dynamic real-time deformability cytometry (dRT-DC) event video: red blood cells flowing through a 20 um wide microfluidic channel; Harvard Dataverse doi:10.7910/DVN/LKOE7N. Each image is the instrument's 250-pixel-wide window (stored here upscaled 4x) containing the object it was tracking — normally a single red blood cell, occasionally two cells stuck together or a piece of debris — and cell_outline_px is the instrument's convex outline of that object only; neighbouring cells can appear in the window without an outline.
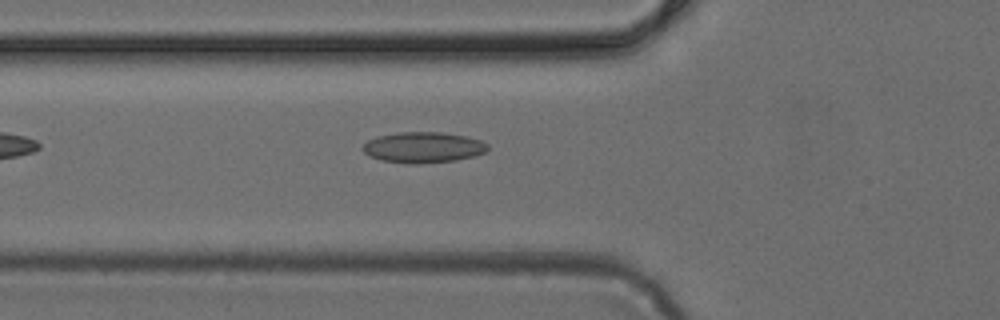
{"species": "common noctule bat (a hibernating species)", "species_latin": "Nyctalus noctula", "temperature_condition": "cold", "stored_images_in_passage": 35, "camera_frame_rate_fps": 3000, "um_per_image_px": 0.085, "animal": {"sex": "female", "body_mass_g": 24.6, "forearm_length_mm": 56.2}, "frame": {"image": 1, "passage_image": 4, "time_ms": 1.0, "image_size_px": [1000, 320], "cell_outline_px": [[488, 148], [484, 152], [476, 156], [456, 160], [416, 164], [408, 164], [380, 160], [368, 156], [360, 148], [368, 140], [376, 136], [400, 132], [440, 132], [464, 136], [480, 140], [488, 144]], "centroid_in_image_um": [35.93, 12.53], "position_along_channel_um": 89.9, "area_um2": 22.54}}
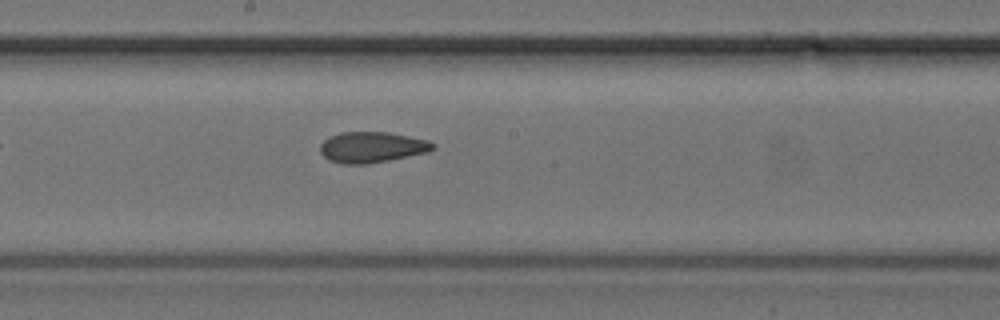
{"frame": {"image": 2, "passage_image": 13, "time_ms": 4.0, "image_size_px": [1000, 320], "cell_outline_px": [[436, 148], [428, 152], [368, 164], [340, 164], [328, 160], [320, 152], [320, 144], [324, 140], [340, 132], [388, 132], [428, 140], [436, 144]], "centroid_in_image_um": [31.61, 12.52], "position_along_channel_um": 216.6, "area_um2": 20.29}}
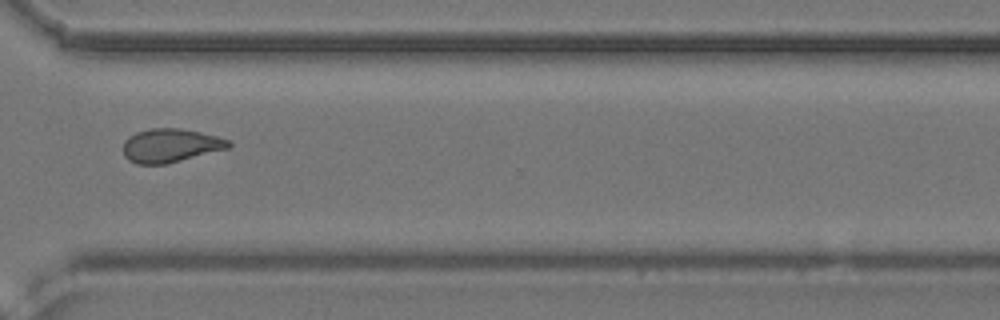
{"frame": {"image": 3, "passage_image": 23, "time_ms": 7.333, "image_size_px": [1000, 320], "cell_outline_px": [[232, 144], [228, 148], [168, 164], [136, 164], [128, 160], [124, 156], [124, 140], [128, 136], [136, 132], [152, 128], [180, 128], [200, 132], [232, 140]], "centroid_in_image_um": [14.49, 12.37], "position_along_channel_um": 356.1, "area_um2": 20.81}}